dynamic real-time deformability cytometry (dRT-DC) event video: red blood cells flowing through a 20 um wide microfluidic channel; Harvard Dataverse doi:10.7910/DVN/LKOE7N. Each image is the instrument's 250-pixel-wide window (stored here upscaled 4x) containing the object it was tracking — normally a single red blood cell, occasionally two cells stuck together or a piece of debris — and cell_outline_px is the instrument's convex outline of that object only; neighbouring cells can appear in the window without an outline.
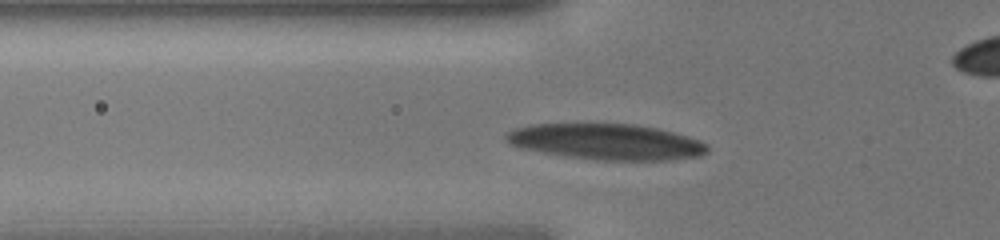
{"species": "human", "species_latin": "Homo sapiens", "temperature_condition": "cold", "stored_images_in_passage": 32, "camera_frame_rate_fps": 3000, "um_per_image_px": 0.085, "donor": {"sex": "male"}, "frame": {"image": 1, "passage_image": 8, "time_ms": 2.333, "image_size_px": [1000, 240], "cell_outline_px": [[708, 152], [700, 156], [668, 160], [596, 160], [568, 156], [520, 148], [508, 144], [504, 140], [504, 132], [512, 128], [532, 124], [636, 124], [656, 128], [688, 136], [700, 140], [708, 144]], "centroid_in_image_um": [51.5, 12.04], "position_along_channel_um": 74.3, "area_um2": 42.31}}
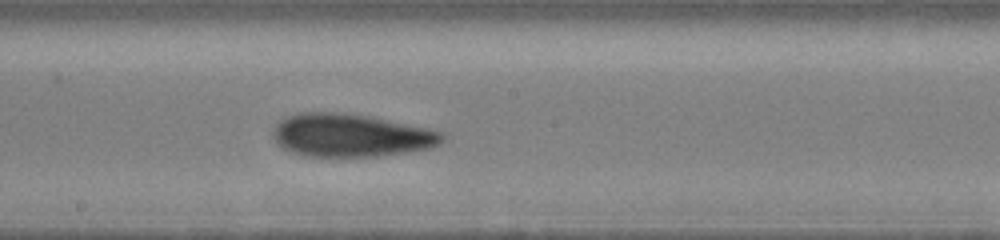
{"frame": {"image": 2, "passage_image": 17, "time_ms": 5.333, "image_size_px": [1000, 240], "cell_outline_px": [[444, 140], [440, 144], [432, 148], [376, 156], [308, 156], [292, 152], [284, 148], [272, 136], [272, 132], [276, 124], [284, 116], [300, 112], [344, 112], [368, 116], [428, 128], [444, 132]], "centroid_in_image_um": [29.82, 11.49], "position_along_channel_um": 218.4, "area_um2": 42.37}}
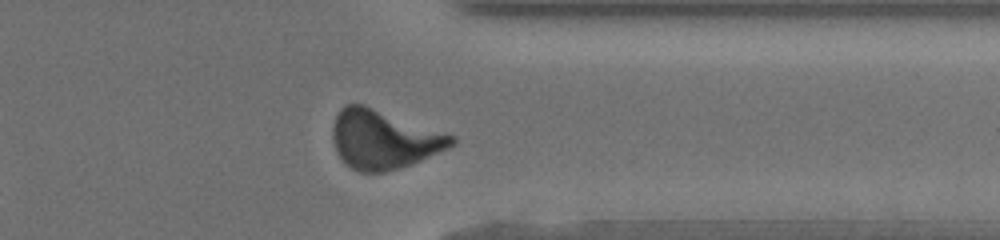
{"frame": {"image": 3, "passage_image": 27, "time_ms": 8.667, "image_size_px": [1000, 240], "cell_outline_px": [[456, 144], [448, 148], [412, 164], [400, 168], [384, 172], [360, 172], [352, 168], [336, 152], [332, 136], [332, 128], [336, 116], [340, 108], [344, 104], [364, 104], [456, 136]], "centroid_in_image_um": [32.62, 11.84], "position_along_channel_um": 378.8, "area_um2": 40.75}}